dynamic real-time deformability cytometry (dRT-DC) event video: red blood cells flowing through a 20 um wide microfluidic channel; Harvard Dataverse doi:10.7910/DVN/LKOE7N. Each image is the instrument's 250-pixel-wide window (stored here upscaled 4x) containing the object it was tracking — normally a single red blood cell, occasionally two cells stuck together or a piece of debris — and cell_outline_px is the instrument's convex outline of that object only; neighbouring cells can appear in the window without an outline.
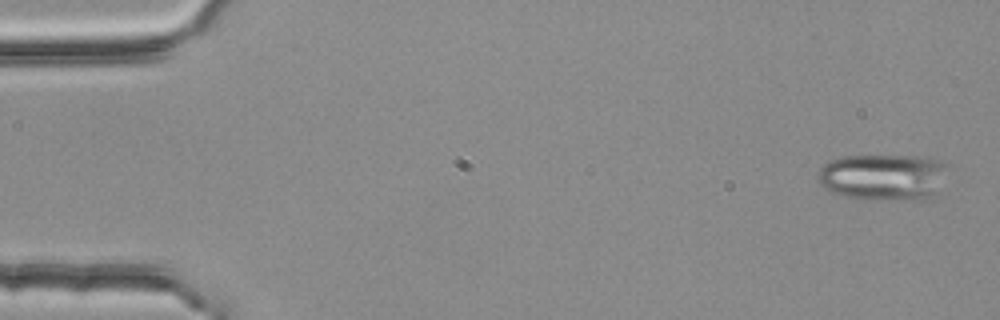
{"species": "common noctule bat (a hibernating species)", "species_latin": "Nyctalus noctula", "temperature_condition": "room temperature", "stored_images_in_passage": 4, "camera_frame_rate_fps": 3000, "um_per_image_px": 0.085, "animal": {"sex": "female", "body_mass_g": 25.1}, "frame": {"image": 1, "passage_image": 1, "time_ms": 0.0, "image_size_px": [1000, 320], "cell_outline_px": [[948, 164], [936, 196], [928, 200], [864, 200], [840, 196], [828, 192], [820, 184], [816, 176], [820, 168], [828, 160], [844, 156], [924, 156], [940, 160]], "centroid_in_image_um": [75.05, 15.07], "position_along_channel_um": 9.9, "area_um2": 36.24}}
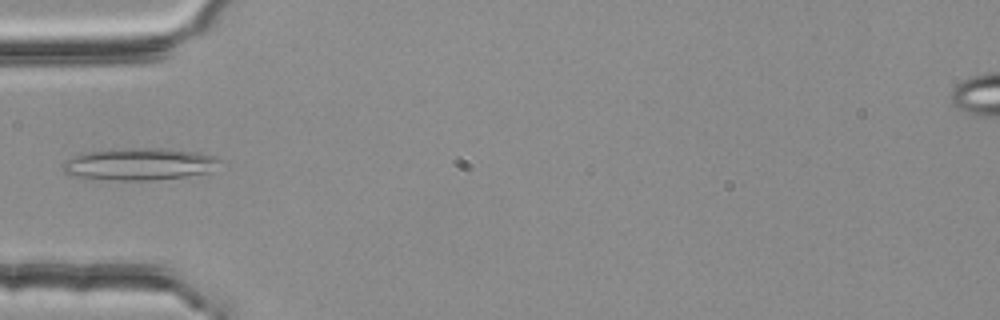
{"frame": {"image": 2, "passage_image": 4, "time_ms": 1.0, "image_size_px": [1000, 320], "cell_outline_px": [[220, 160], [208, 172], [188, 176], [152, 180], [84, 180], [64, 172], [60, 164], [84, 152], [124, 148], [164, 148], [196, 152], [216, 156]], "centroid_in_image_um": [11.76, 13.96], "position_along_channel_um": 73.2, "area_um2": 29.54}}